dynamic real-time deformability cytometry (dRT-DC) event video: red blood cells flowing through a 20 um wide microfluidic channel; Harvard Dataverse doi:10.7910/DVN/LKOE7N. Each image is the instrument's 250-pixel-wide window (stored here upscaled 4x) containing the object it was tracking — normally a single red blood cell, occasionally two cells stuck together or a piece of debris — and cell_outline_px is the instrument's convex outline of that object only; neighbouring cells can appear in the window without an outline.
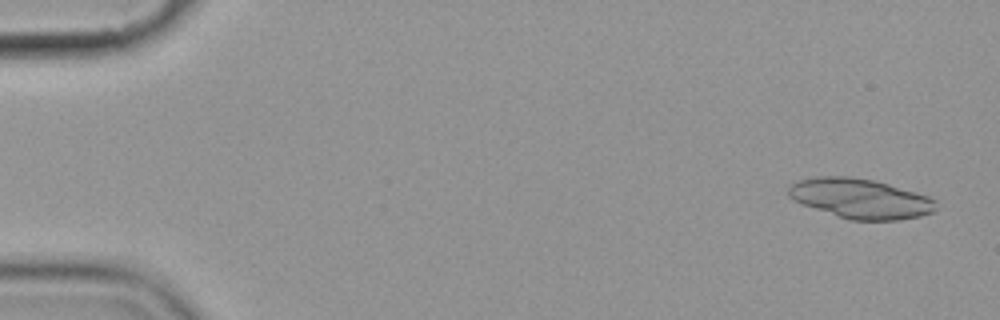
{"species": "common noctule bat (a hibernating species)", "species_latin": "Nyctalus noctula", "temperature_condition": "cold", "stored_images_in_passage": 4, "camera_frame_rate_fps": 3000, "um_per_image_px": 0.085, "animal": {"sex": "female", "body_mass_g": 19.9}, "frame": {"image": 1, "passage_image": 1, "time_ms": 0.0, "image_size_px": [1000, 320], "cell_outline_px": [[936, 208], [932, 212], [920, 216], [900, 220], [852, 220], [800, 204], [792, 200], [788, 196], [788, 188], [792, 184], [800, 180], [816, 176], [848, 176], [872, 180], [888, 184], [916, 192], [928, 196], [936, 200]], "centroid_in_image_um": [73.12, 16.87], "position_along_channel_um": 11.9, "area_um2": 34.1}}